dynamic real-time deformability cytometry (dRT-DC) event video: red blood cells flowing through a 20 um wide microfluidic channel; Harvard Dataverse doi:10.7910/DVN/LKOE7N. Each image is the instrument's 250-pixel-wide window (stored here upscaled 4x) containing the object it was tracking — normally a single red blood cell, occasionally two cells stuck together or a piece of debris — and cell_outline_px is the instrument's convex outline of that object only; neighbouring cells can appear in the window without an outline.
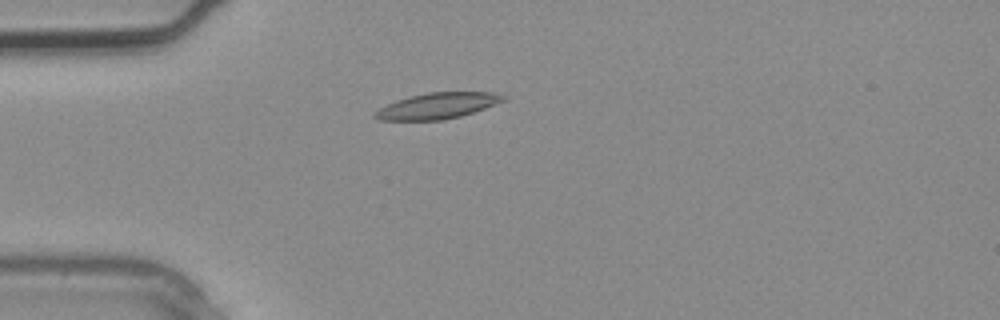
{"species": "common noctule bat (a hibernating species)", "species_latin": "Nyctalus noctula", "temperature_condition": "warm", "stored_images_in_passage": 1, "camera_frame_rate_fps": 3000, "um_per_image_px": 0.085, "animal": {"sex": "male", "body_mass_g": 20.4}, "frame": {"image": 1, "passage_image": 1, "time_ms": 0.0, "image_size_px": [1000, 320], "cell_outline_px": [[508, 96], [504, 100], [484, 108], [460, 116], [444, 120], [380, 120], [372, 116], [372, 112], [396, 100], [408, 96], [428, 92], [492, 92]], "centroid_in_image_um": [37.14, 8.99], "position_along_channel_um": 47.9, "area_um2": 19.36}}